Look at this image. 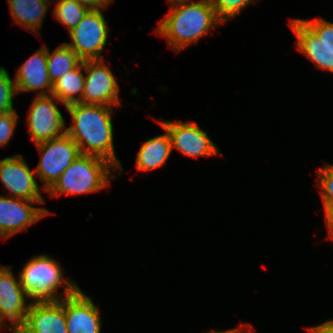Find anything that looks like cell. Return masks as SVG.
Instances as JSON below:
<instances>
[{"label": "cell", "instance_id": "13", "mask_svg": "<svg viewBox=\"0 0 333 333\" xmlns=\"http://www.w3.org/2000/svg\"><path fill=\"white\" fill-rule=\"evenodd\" d=\"M15 333H68L64 297L60 301H31L25 321Z\"/></svg>", "mask_w": 333, "mask_h": 333}, {"label": "cell", "instance_id": "8", "mask_svg": "<svg viewBox=\"0 0 333 333\" xmlns=\"http://www.w3.org/2000/svg\"><path fill=\"white\" fill-rule=\"evenodd\" d=\"M54 102H61L53 95L37 96L30 105L28 129L35 144L60 137L66 133L62 113Z\"/></svg>", "mask_w": 333, "mask_h": 333}, {"label": "cell", "instance_id": "1", "mask_svg": "<svg viewBox=\"0 0 333 333\" xmlns=\"http://www.w3.org/2000/svg\"><path fill=\"white\" fill-rule=\"evenodd\" d=\"M114 108L82 103L67 105L74 124L66 128V133L78 145L81 154L105 159L122 173L123 167L116 157L113 143L111 116Z\"/></svg>", "mask_w": 333, "mask_h": 333}, {"label": "cell", "instance_id": "18", "mask_svg": "<svg viewBox=\"0 0 333 333\" xmlns=\"http://www.w3.org/2000/svg\"><path fill=\"white\" fill-rule=\"evenodd\" d=\"M152 137L145 141L136 156V167L141 171H149L164 165L172 152L169 133Z\"/></svg>", "mask_w": 333, "mask_h": 333}, {"label": "cell", "instance_id": "12", "mask_svg": "<svg viewBox=\"0 0 333 333\" xmlns=\"http://www.w3.org/2000/svg\"><path fill=\"white\" fill-rule=\"evenodd\" d=\"M28 296L24 291L19 276L13 275L10 267L0 265V315L4 320H10L8 329L15 331L24 323L28 308Z\"/></svg>", "mask_w": 333, "mask_h": 333}, {"label": "cell", "instance_id": "23", "mask_svg": "<svg viewBox=\"0 0 333 333\" xmlns=\"http://www.w3.org/2000/svg\"><path fill=\"white\" fill-rule=\"evenodd\" d=\"M15 81H13L5 68L0 67V113L13 112V98L16 95Z\"/></svg>", "mask_w": 333, "mask_h": 333}, {"label": "cell", "instance_id": "6", "mask_svg": "<svg viewBox=\"0 0 333 333\" xmlns=\"http://www.w3.org/2000/svg\"><path fill=\"white\" fill-rule=\"evenodd\" d=\"M110 29L101 9L89 10L69 32L72 40L66 43L83 61L102 59Z\"/></svg>", "mask_w": 333, "mask_h": 333}, {"label": "cell", "instance_id": "7", "mask_svg": "<svg viewBox=\"0 0 333 333\" xmlns=\"http://www.w3.org/2000/svg\"><path fill=\"white\" fill-rule=\"evenodd\" d=\"M86 72L82 104L120 107V88L110 68L103 59L84 60Z\"/></svg>", "mask_w": 333, "mask_h": 333}, {"label": "cell", "instance_id": "20", "mask_svg": "<svg viewBox=\"0 0 333 333\" xmlns=\"http://www.w3.org/2000/svg\"><path fill=\"white\" fill-rule=\"evenodd\" d=\"M82 61L66 43H61L52 53L47 48V69L52 84Z\"/></svg>", "mask_w": 333, "mask_h": 333}, {"label": "cell", "instance_id": "30", "mask_svg": "<svg viewBox=\"0 0 333 333\" xmlns=\"http://www.w3.org/2000/svg\"><path fill=\"white\" fill-rule=\"evenodd\" d=\"M245 329H247V332L245 333H254L252 332V327H250V323H246L245 326L242 324L240 325V327H236L233 329H228L226 331H224V333H242Z\"/></svg>", "mask_w": 333, "mask_h": 333}, {"label": "cell", "instance_id": "25", "mask_svg": "<svg viewBox=\"0 0 333 333\" xmlns=\"http://www.w3.org/2000/svg\"><path fill=\"white\" fill-rule=\"evenodd\" d=\"M317 173L323 203H333V164H325Z\"/></svg>", "mask_w": 333, "mask_h": 333}, {"label": "cell", "instance_id": "4", "mask_svg": "<svg viewBox=\"0 0 333 333\" xmlns=\"http://www.w3.org/2000/svg\"><path fill=\"white\" fill-rule=\"evenodd\" d=\"M113 168V169H112ZM115 167L97 156L81 154L47 191L51 198L59 194H85L107 188Z\"/></svg>", "mask_w": 333, "mask_h": 333}, {"label": "cell", "instance_id": "11", "mask_svg": "<svg viewBox=\"0 0 333 333\" xmlns=\"http://www.w3.org/2000/svg\"><path fill=\"white\" fill-rule=\"evenodd\" d=\"M22 155L6 157L0 160V180L4 188L10 191V197L30 200L45 201L41 195L34 175Z\"/></svg>", "mask_w": 333, "mask_h": 333}, {"label": "cell", "instance_id": "19", "mask_svg": "<svg viewBox=\"0 0 333 333\" xmlns=\"http://www.w3.org/2000/svg\"><path fill=\"white\" fill-rule=\"evenodd\" d=\"M82 71H85L84 61L53 83L51 95L61 101L65 107L73 103H80L82 100L85 83V75ZM76 95L79 96L76 97Z\"/></svg>", "mask_w": 333, "mask_h": 333}, {"label": "cell", "instance_id": "16", "mask_svg": "<svg viewBox=\"0 0 333 333\" xmlns=\"http://www.w3.org/2000/svg\"><path fill=\"white\" fill-rule=\"evenodd\" d=\"M289 25L297 37V49L317 68L333 73V53L324 47L316 34L300 18L290 19Z\"/></svg>", "mask_w": 333, "mask_h": 333}, {"label": "cell", "instance_id": "28", "mask_svg": "<svg viewBox=\"0 0 333 333\" xmlns=\"http://www.w3.org/2000/svg\"><path fill=\"white\" fill-rule=\"evenodd\" d=\"M79 2L82 6H85L89 10L104 9L113 0H75Z\"/></svg>", "mask_w": 333, "mask_h": 333}, {"label": "cell", "instance_id": "2", "mask_svg": "<svg viewBox=\"0 0 333 333\" xmlns=\"http://www.w3.org/2000/svg\"><path fill=\"white\" fill-rule=\"evenodd\" d=\"M192 1V2H191ZM185 0L170 3V11L154 31L178 53L223 23L216 16L211 0Z\"/></svg>", "mask_w": 333, "mask_h": 333}, {"label": "cell", "instance_id": "24", "mask_svg": "<svg viewBox=\"0 0 333 333\" xmlns=\"http://www.w3.org/2000/svg\"><path fill=\"white\" fill-rule=\"evenodd\" d=\"M301 20L316 34L324 47L333 53V23L323 18Z\"/></svg>", "mask_w": 333, "mask_h": 333}, {"label": "cell", "instance_id": "33", "mask_svg": "<svg viewBox=\"0 0 333 333\" xmlns=\"http://www.w3.org/2000/svg\"><path fill=\"white\" fill-rule=\"evenodd\" d=\"M209 333H224V331H210Z\"/></svg>", "mask_w": 333, "mask_h": 333}, {"label": "cell", "instance_id": "32", "mask_svg": "<svg viewBox=\"0 0 333 333\" xmlns=\"http://www.w3.org/2000/svg\"><path fill=\"white\" fill-rule=\"evenodd\" d=\"M170 3H174V2H177V1H185V0H168Z\"/></svg>", "mask_w": 333, "mask_h": 333}, {"label": "cell", "instance_id": "22", "mask_svg": "<svg viewBox=\"0 0 333 333\" xmlns=\"http://www.w3.org/2000/svg\"><path fill=\"white\" fill-rule=\"evenodd\" d=\"M255 0H211L216 16L224 24Z\"/></svg>", "mask_w": 333, "mask_h": 333}, {"label": "cell", "instance_id": "9", "mask_svg": "<svg viewBox=\"0 0 333 333\" xmlns=\"http://www.w3.org/2000/svg\"><path fill=\"white\" fill-rule=\"evenodd\" d=\"M44 202L0 195V237L6 240L19 231H28L27 227L50 213L46 208L31 205Z\"/></svg>", "mask_w": 333, "mask_h": 333}, {"label": "cell", "instance_id": "21", "mask_svg": "<svg viewBox=\"0 0 333 333\" xmlns=\"http://www.w3.org/2000/svg\"><path fill=\"white\" fill-rule=\"evenodd\" d=\"M55 3L53 15L61 24L66 26L68 32L75 28L89 11L88 8L75 0H58Z\"/></svg>", "mask_w": 333, "mask_h": 333}, {"label": "cell", "instance_id": "5", "mask_svg": "<svg viewBox=\"0 0 333 333\" xmlns=\"http://www.w3.org/2000/svg\"><path fill=\"white\" fill-rule=\"evenodd\" d=\"M35 145L41 158L34 170L40 180L45 183L42 190L46 192L81 153L78 145L67 133Z\"/></svg>", "mask_w": 333, "mask_h": 333}, {"label": "cell", "instance_id": "14", "mask_svg": "<svg viewBox=\"0 0 333 333\" xmlns=\"http://www.w3.org/2000/svg\"><path fill=\"white\" fill-rule=\"evenodd\" d=\"M68 333H101L100 310L80 288L64 298Z\"/></svg>", "mask_w": 333, "mask_h": 333}, {"label": "cell", "instance_id": "17", "mask_svg": "<svg viewBox=\"0 0 333 333\" xmlns=\"http://www.w3.org/2000/svg\"><path fill=\"white\" fill-rule=\"evenodd\" d=\"M50 2V0H8V5L16 24L39 35Z\"/></svg>", "mask_w": 333, "mask_h": 333}, {"label": "cell", "instance_id": "27", "mask_svg": "<svg viewBox=\"0 0 333 333\" xmlns=\"http://www.w3.org/2000/svg\"><path fill=\"white\" fill-rule=\"evenodd\" d=\"M325 220L328 228V238L333 240V203H323Z\"/></svg>", "mask_w": 333, "mask_h": 333}, {"label": "cell", "instance_id": "31", "mask_svg": "<svg viewBox=\"0 0 333 333\" xmlns=\"http://www.w3.org/2000/svg\"><path fill=\"white\" fill-rule=\"evenodd\" d=\"M1 325H2V327H3V325H7V323L4 321V319L1 317V315H0V331H1Z\"/></svg>", "mask_w": 333, "mask_h": 333}, {"label": "cell", "instance_id": "26", "mask_svg": "<svg viewBox=\"0 0 333 333\" xmlns=\"http://www.w3.org/2000/svg\"><path fill=\"white\" fill-rule=\"evenodd\" d=\"M18 114L13 112L0 113V147L10 141L18 122Z\"/></svg>", "mask_w": 333, "mask_h": 333}, {"label": "cell", "instance_id": "15", "mask_svg": "<svg viewBox=\"0 0 333 333\" xmlns=\"http://www.w3.org/2000/svg\"><path fill=\"white\" fill-rule=\"evenodd\" d=\"M14 81L17 94L38 91L37 96L51 95L53 84L48 75L47 47L45 45L20 66Z\"/></svg>", "mask_w": 333, "mask_h": 333}, {"label": "cell", "instance_id": "29", "mask_svg": "<svg viewBox=\"0 0 333 333\" xmlns=\"http://www.w3.org/2000/svg\"><path fill=\"white\" fill-rule=\"evenodd\" d=\"M311 333H333V320H327L317 326L307 328Z\"/></svg>", "mask_w": 333, "mask_h": 333}, {"label": "cell", "instance_id": "3", "mask_svg": "<svg viewBox=\"0 0 333 333\" xmlns=\"http://www.w3.org/2000/svg\"><path fill=\"white\" fill-rule=\"evenodd\" d=\"M62 267L48 255L31 258L20 272V283L28 298L34 302L60 301L58 288L63 285L64 298L74 294L80 287L73 280L65 278Z\"/></svg>", "mask_w": 333, "mask_h": 333}, {"label": "cell", "instance_id": "10", "mask_svg": "<svg viewBox=\"0 0 333 333\" xmlns=\"http://www.w3.org/2000/svg\"><path fill=\"white\" fill-rule=\"evenodd\" d=\"M157 122L169 133L172 149L175 147L182 154L190 157L219 155L217 146L197 123L167 120Z\"/></svg>", "mask_w": 333, "mask_h": 333}]
</instances>
